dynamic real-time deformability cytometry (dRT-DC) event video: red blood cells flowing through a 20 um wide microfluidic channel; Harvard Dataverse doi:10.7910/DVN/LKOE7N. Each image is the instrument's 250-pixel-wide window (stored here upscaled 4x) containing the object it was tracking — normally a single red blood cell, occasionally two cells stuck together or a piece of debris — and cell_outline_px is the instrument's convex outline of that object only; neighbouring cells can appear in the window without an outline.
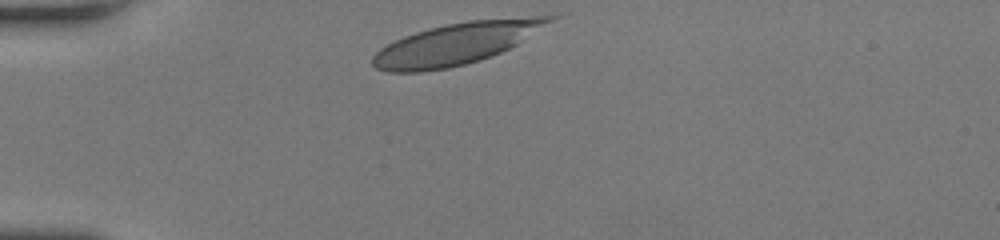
{"species": "human", "species_latin": "Homo sapiens", "temperature_condition": "room temperature", "stored_images_in_passage": 29, "camera_frame_rate_fps": 3000, "um_per_image_px": 0.085, "donor": {"sex": "female"}, "frame": {"image": 1, "passage_image": 1, "time_ms": 0.0, "image_size_px": [1000, 240], "cell_outline_px": [[560, 16], [516, 44], [500, 52], [480, 60], [448, 68], [420, 72], [388, 72], [376, 68], [372, 64], [372, 56], [380, 48], [404, 36], [428, 28], [444, 24], [468, 20], [532, 16]], "centroid_in_image_um": [38.74, 3.71], "position_along_channel_um": 46.3, "area_um2": 42.54}}
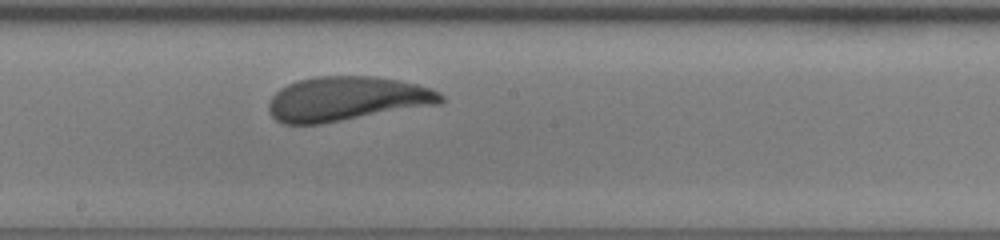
{"frame": {"image": 2, "passage_image": 16, "time_ms": 5.0, "image_size_px": [1000, 240], "cell_outline_px": [[444, 100], [440, 104], [320, 124], [284, 124], [276, 120], [268, 112], [268, 104], [272, 96], [280, 88], [296, 80], [316, 76], [372, 76], [400, 80], [432, 88], [440, 92], [444, 96]], "centroid_in_image_um": [29.47, 8.39], "position_along_channel_um": 218.7, "area_um2": 44.74}}
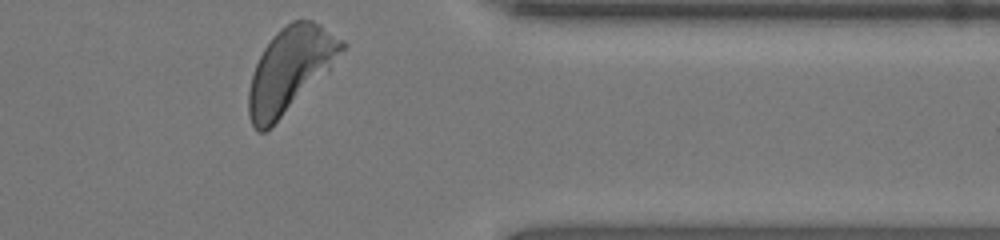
{"frame": {"image": 3, "passage_image": 29, "time_ms": 9.333, "image_size_px": [1000, 240], "cell_outline_px": [[348, 44], [328, 68], [264, 132], [256, 132], [248, 116], [248, 92], [252, 72], [264, 48], [272, 36], [280, 28], [292, 20], [312, 20], [320, 24], [344, 40]], "centroid_in_image_um": [24.61, 5.85], "position_along_channel_um": 386.8, "area_um2": 44.27}, "authors_computed_cell_mechanics": {"area_um2": 44.4482, "velocity_mm_per_s": 4.1029, "shape_relaxation_time_tau1_ms": 2.3688, "shape_relaxation_time_tau2_ms": 0.7739, "deformation_change_tau1": 0.144, "deformation_change_tau2": 0.0698}}